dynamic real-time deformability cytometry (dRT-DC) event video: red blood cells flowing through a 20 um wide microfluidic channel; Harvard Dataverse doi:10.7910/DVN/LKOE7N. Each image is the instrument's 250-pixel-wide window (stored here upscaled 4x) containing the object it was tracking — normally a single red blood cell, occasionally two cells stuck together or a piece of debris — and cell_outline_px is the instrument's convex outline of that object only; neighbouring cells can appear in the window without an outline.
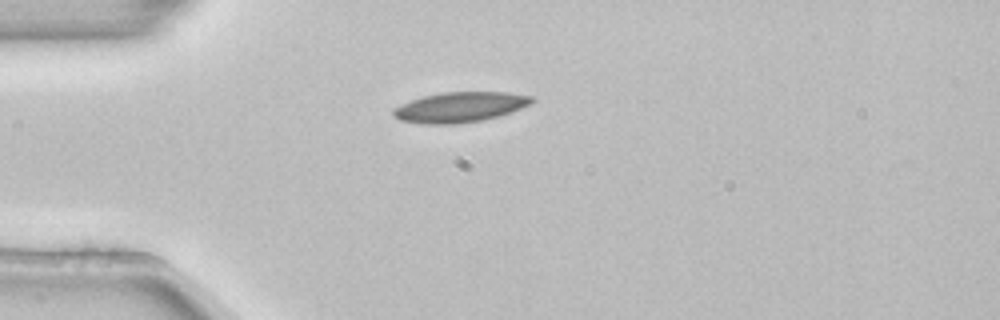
{"species": "common noctule bat (a hibernating species)", "species_latin": "Nyctalus noctula", "temperature_condition": "room temperature", "stored_images_in_passage": 2, "camera_frame_rate_fps": 3000, "um_per_image_px": 0.085, "animal": {"sex": "female", "body_mass_g": 22.7, "forearm_length_mm": 54.2}, "frame": {"image": 1, "passage_image": 1, "time_ms": 0.0, "image_size_px": [1000, 320], "cell_outline_px": [[536, 100], [520, 108], [496, 116], [480, 120], [456, 124], [424, 124], [400, 120], [392, 116], [392, 108], [400, 104], [424, 96], [444, 92], [508, 92], [532, 96]], "centroid_in_image_um": [39.04, 9.1], "position_along_channel_um": 46.0, "area_um2": 24.16}}
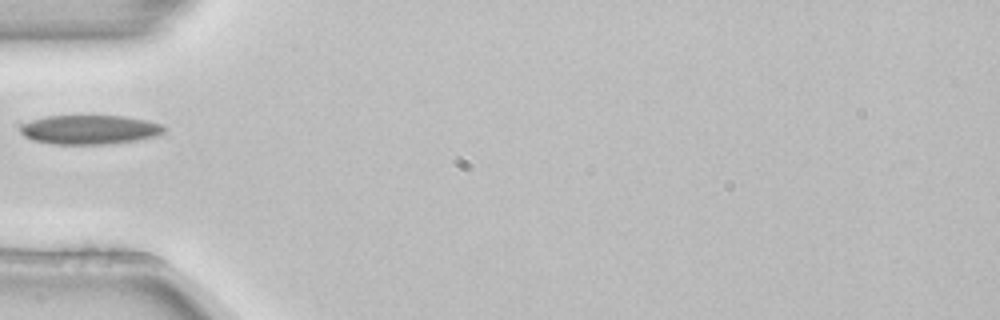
{"frame": {"image": 2, "passage_image": 2, "time_ms": 0.333, "image_size_px": [1000, 320], "cell_outline_px": [[168, 128], [164, 132], [156, 136], [136, 140], [100, 144], [52, 144], [32, 140], [24, 136], [20, 132], [20, 124], [32, 120], [48, 116], [124, 116], [164, 124]], "centroid_in_image_um": [7.62, 11.02], "position_along_channel_um": 77.4, "area_um2": 24.45}}